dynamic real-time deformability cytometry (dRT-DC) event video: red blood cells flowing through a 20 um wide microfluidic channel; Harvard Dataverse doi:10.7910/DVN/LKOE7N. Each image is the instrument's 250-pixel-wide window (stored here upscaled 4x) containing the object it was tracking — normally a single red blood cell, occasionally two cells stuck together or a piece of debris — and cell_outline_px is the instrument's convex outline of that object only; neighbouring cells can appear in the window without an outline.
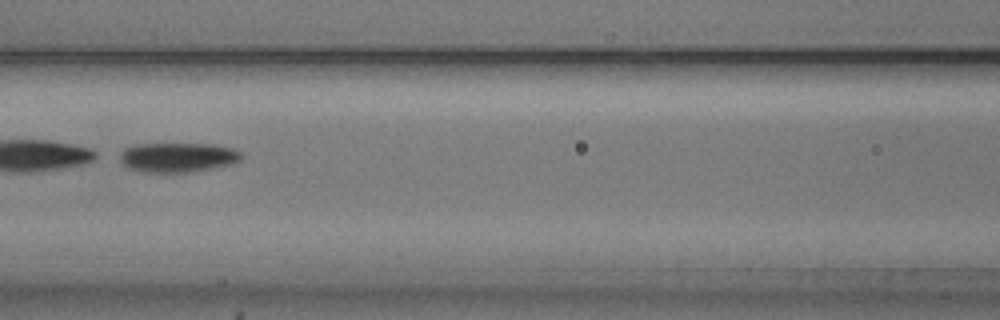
{"species": "common noctule bat (a hibernating species)", "species_latin": "Nyctalus noctula", "temperature_condition": "cold", "stored_images_in_passage": 33, "camera_frame_rate_fps": 3000, "um_per_image_px": 0.085, "animal": {"sex": "male", "body_mass_g": 20.5, "forearm_length_mm": 52.5}, "frame": {"image": 1, "passage_image": 23, "time_ms": 7.333, "image_size_px": [1000, 320], "cell_outline_px": [[244, 156], [240, 160], [232, 164], [192, 172], [144, 172], [128, 168], [120, 160], [120, 152], [124, 148], [136, 144], [212, 144], [232, 148], [240, 152]], "centroid_in_image_um": [15.11, 13.37], "position_along_channel_um": 151.5, "area_um2": 20.98}}